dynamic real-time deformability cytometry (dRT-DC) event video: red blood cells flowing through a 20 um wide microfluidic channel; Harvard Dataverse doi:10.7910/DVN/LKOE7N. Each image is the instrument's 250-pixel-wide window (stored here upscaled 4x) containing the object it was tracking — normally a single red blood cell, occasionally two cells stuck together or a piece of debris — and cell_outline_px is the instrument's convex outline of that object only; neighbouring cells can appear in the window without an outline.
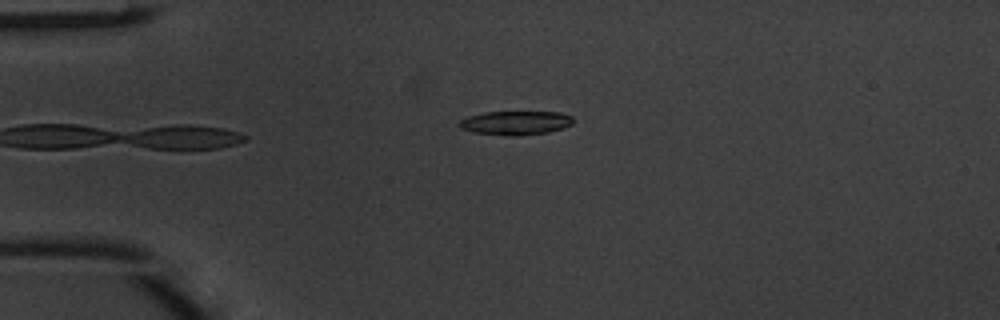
{"species": "common noctule bat (a hibernating species)", "species_latin": "Nyctalus noctula", "temperature_condition": "warm", "stored_images_in_passage": 5, "camera_frame_rate_fps": 3000, "um_per_image_px": 0.085, "animal": {"sex": "male", "body_mass_g": 20.1, "forearm_length_mm": 53.5}, "frame": {"image": 1, "passage_image": 5, "time_ms": 1.333, "image_size_px": [1000, 320], "cell_outline_px": [[572, 124], [564, 128], [548, 132], [512, 136], [472, 132], [460, 128], [460, 120], [468, 116], [484, 112], [560, 112], [572, 116]], "centroid_in_image_um": [43.83, 10.44], "position_along_channel_um": 41.2, "area_um2": 15.78}}